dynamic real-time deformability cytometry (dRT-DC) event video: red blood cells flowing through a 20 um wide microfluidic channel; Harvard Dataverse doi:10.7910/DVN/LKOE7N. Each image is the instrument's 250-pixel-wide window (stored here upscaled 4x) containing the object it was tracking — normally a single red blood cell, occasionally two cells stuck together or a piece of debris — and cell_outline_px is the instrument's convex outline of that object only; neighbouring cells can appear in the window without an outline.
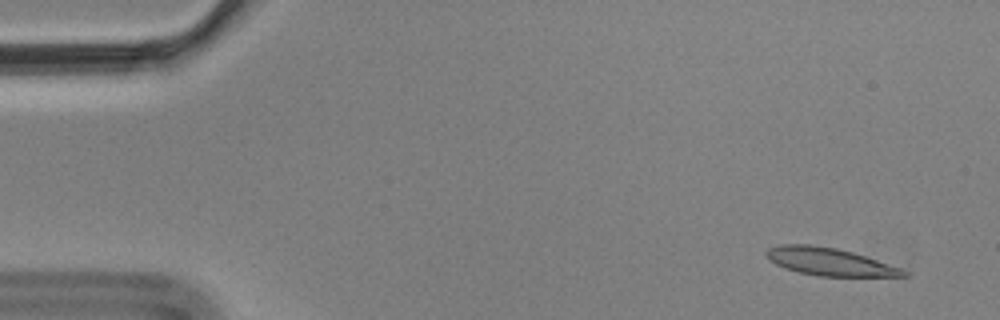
{"species": "Egyptian fruit bat (a non-hibernating species)", "species_latin": "Rousettus aegyptiacus", "temperature_condition": "cold", "stored_images_in_passage": 5, "camera_frame_rate_fps": 3000, "um_per_image_px": 0.085, "animal": {"sex": "male"}, "frame": {"image": 1, "passage_image": 2, "time_ms": 0.333, "image_size_px": [1000, 320], "cell_outline_px": [[908, 276], [820, 276], [800, 272], [784, 268], [768, 260], [764, 252], [768, 248], [780, 244], [808, 244], [836, 248], [852, 252], [900, 268], [908, 272]], "centroid_in_image_um": [70.43, 22.23], "position_along_channel_um": 14.6, "area_um2": 21.85}}
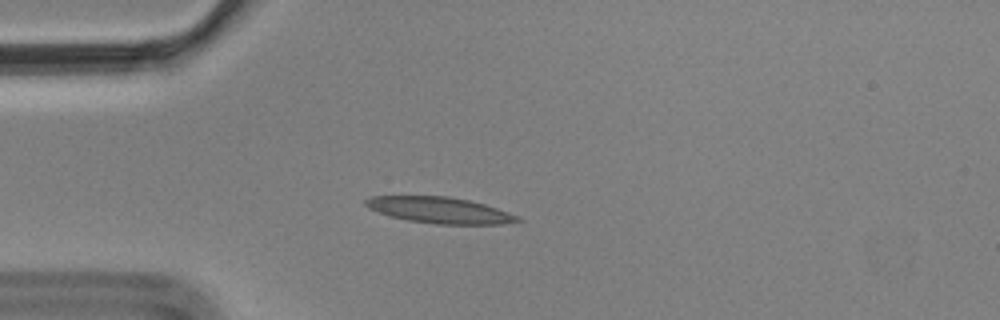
{"frame": {"image": 2, "passage_image": 5, "time_ms": 1.333, "image_size_px": [1000, 320], "cell_outline_px": [[524, 220], [500, 224], [436, 224], [408, 220], [388, 216], [368, 208], [364, 204], [364, 200], [372, 196], [448, 196], [468, 200], [484, 204], [520, 216]], "centroid_in_image_um": [37.35, 17.86], "position_along_channel_um": 47.6, "area_um2": 23.12}}